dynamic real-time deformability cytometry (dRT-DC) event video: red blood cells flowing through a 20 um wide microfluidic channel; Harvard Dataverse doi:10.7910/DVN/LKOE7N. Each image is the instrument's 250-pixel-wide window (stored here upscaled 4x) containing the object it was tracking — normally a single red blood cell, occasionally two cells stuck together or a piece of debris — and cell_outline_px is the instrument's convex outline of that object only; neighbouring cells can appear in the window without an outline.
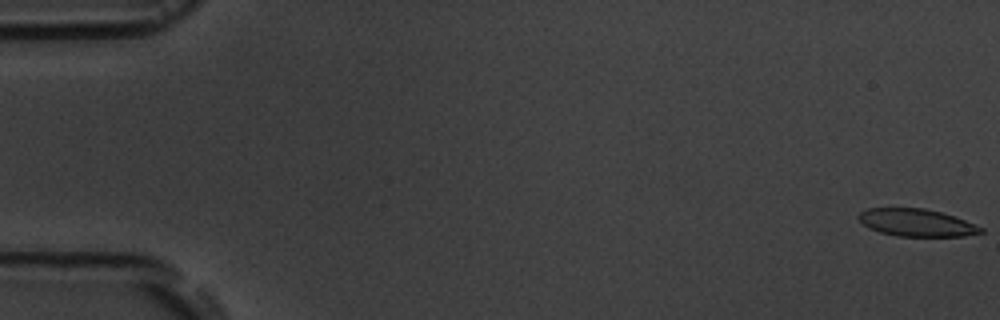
{"species": "common noctule bat (a hibernating species)", "species_latin": "Nyctalus noctula", "temperature_condition": "room temperature", "stored_images_in_passage": 3, "camera_frame_rate_fps": 3000, "um_per_image_px": 0.085, "animal": {"sex": "male", "body_mass_g": 19.5, "forearm_length_mm": 54.6}, "frame": {"image": 1, "passage_image": 1, "time_ms": 0.0, "image_size_px": [1000, 320], "cell_outline_px": [[984, 232], [964, 236], [896, 236], [880, 232], [868, 228], [856, 216], [860, 212], [868, 208], [924, 208], [956, 216], [984, 228]], "centroid_in_image_um": [77.91, 18.92], "position_along_channel_um": 7.1, "area_um2": 19.59}}